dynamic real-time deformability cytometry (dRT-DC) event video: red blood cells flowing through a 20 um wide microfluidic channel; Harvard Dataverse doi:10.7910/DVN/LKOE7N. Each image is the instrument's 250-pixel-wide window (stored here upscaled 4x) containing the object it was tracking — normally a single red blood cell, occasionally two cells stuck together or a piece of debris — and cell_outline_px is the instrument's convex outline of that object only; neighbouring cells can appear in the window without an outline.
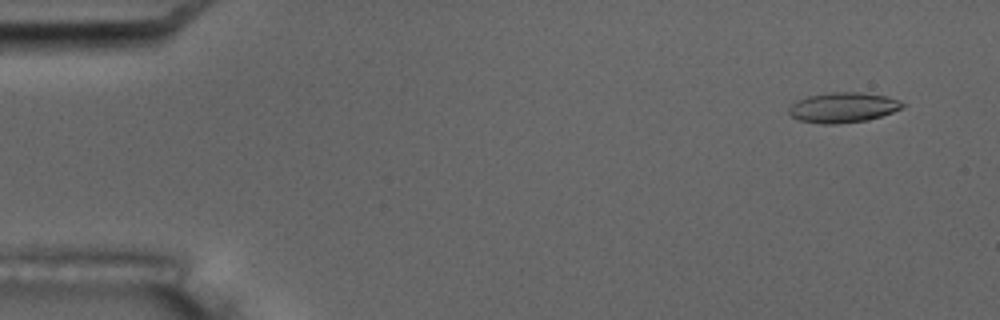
{"species": "common noctule bat (a hibernating species)", "species_latin": "Nyctalus noctula", "temperature_condition": "room temperature", "stored_images_in_passage": 5, "camera_frame_rate_fps": 3000, "um_per_image_px": 0.085, "animal": {"sex": "male", "body_mass_g": 17.5, "forearm_length_mm": 52.3}, "frame": {"image": 1, "passage_image": 2, "time_ms": 1.0, "image_size_px": [1000, 320], "cell_outline_px": [[904, 104], [900, 108], [892, 112], [868, 120], [836, 124], [824, 124], [800, 120], [792, 116], [788, 112], [788, 108], [792, 104], [808, 96], [832, 92], [860, 92], [884, 96], [900, 100]], "centroid_in_image_um": [71.65, 9.14], "position_along_channel_um": 13.4, "area_um2": 19.65}}